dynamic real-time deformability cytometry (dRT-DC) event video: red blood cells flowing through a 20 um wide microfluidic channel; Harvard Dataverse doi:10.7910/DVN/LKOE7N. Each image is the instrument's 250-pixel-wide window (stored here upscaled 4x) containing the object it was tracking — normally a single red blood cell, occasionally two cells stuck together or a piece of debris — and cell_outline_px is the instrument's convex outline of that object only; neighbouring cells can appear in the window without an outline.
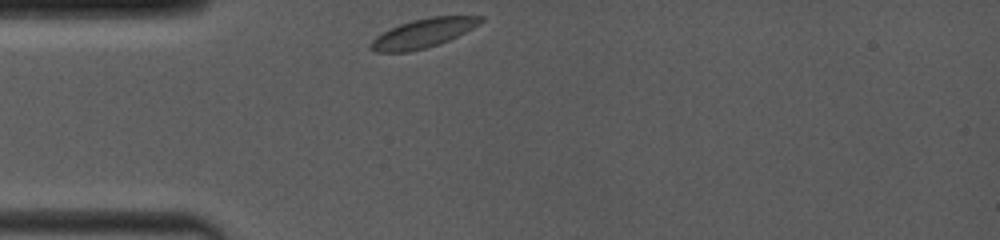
{"species": "common noctule bat (a hibernating species)", "species_latin": "Nyctalus noctula", "temperature_condition": "room temperature", "stored_images_in_passage": 3, "camera_frame_rate_fps": 4000, "um_per_image_px": 0.085, "animal": {"sex": "female", "body_mass_g": 19.0, "forearm_length_mm": 53.3}, "frame": {"image": 1, "passage_image": 1, "time_ms": 0.0, "image_size_px": [1000, 240], "cell_outline_px": [[484, 20], [480, 24], [440, 44], [408, 52], [376, 52], [368, 48], [368, 44], [376, 36], [400, 24], [412, 20], [432, 16], [484, 16]], "centroid_in_image_um": [35.95, 2.82], "position_along_channel_um": 49.1, "area_um2": 18.44}}
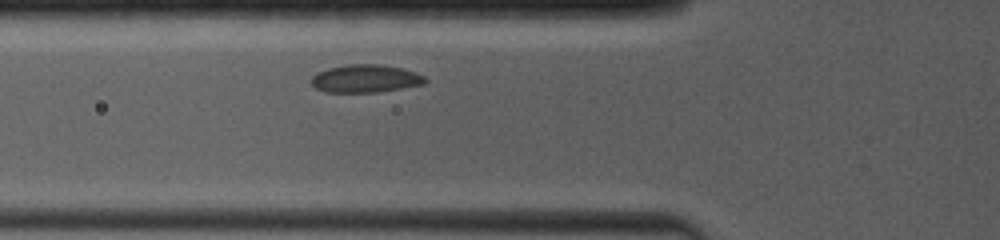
{"frame": {"image": 2, "passage_image": 3, "time_ms": 1.5, "image_size_px": [1000, 240], "cell_outline_px": [[428, 80], [424, 84], [376, 92], [324, 92], [316, 88], [312, 84], [312, 76], [316, 72], [328, 68], [348, 64], [380, 64], [400, 68], [416, 72], [424, 76]], "centroid_in_image_um": [31.05, 6.67], "position_along_channel_um": 94.8, "area_um2": 18.44}}